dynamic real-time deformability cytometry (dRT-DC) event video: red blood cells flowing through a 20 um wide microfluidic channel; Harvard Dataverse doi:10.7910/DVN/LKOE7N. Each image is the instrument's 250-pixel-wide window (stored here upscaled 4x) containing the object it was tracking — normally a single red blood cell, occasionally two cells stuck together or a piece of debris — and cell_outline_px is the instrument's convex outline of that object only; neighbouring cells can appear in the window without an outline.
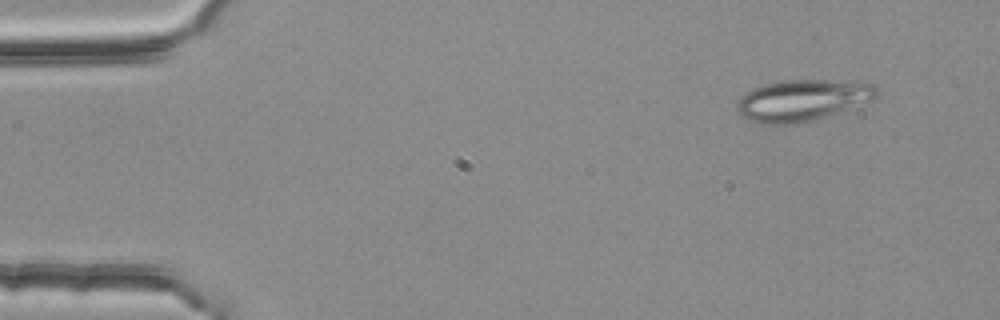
{"species": "common noctule bat (a hibernating species)", "species_latin": "Nyctalus noctula", "temperature_condition": "room temperature", "stored_images_in_passage": 5, "camera_frame_rate_fps": 3000, "um_per_image_px": 0.085, "animal": {"sex": "female", "body_mass_g": 25.1}, "frame": {"image": 1, "passage_image": 1, "time_ms": 0.0, "image_size_px": [1000, 320], "cell_outline_px": [[880, 92], [872, 100], [812, 120], [792, 124], [764, 124], [748, 120], [736, 108], [736, 104], [740, 96], [752, 88], [768, 84], [788, 80], [852, 80], [876, 84]], "centroid_in_image_um": [68.23, 8.5], "position_along_channel_um": 16.8, "area_um2": 33.52}}